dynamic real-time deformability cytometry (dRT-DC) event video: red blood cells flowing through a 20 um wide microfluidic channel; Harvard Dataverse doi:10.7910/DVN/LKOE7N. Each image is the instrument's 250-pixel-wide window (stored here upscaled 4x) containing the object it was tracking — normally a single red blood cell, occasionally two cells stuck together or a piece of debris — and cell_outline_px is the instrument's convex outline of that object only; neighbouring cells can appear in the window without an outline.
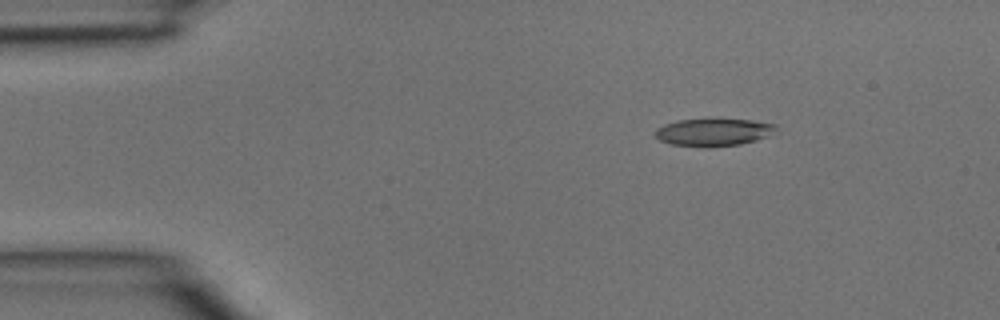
{"species": "common noctule bat (a hibernating species)", "species_latin": "Nyctalus noctula", "temperature_condition": "room temperature", "stored_images_in_passage": 4, "camera_frame_rate_fps": 3000, "um_per_image_px": 0.085, "animal": {"sex": "male", "body_mass_g": 15.6}, "frame": {"image": 1, "passage_image": 2, "time_ms": 0.333, "image_size_px": [1000, 320], "cell_outline_px": [[776, 128], [764, 136], [756, 140], [740, 144], [672, 144], [660, 140], [652, 132], [656, 128], [664, 124], [676, 120], [716, 116], [752, 120], [776, 124]], "centroid_in_image_um": [60.59, 11.13], "position_along_channel_um": 24.4, "area_um2": 19.19}}
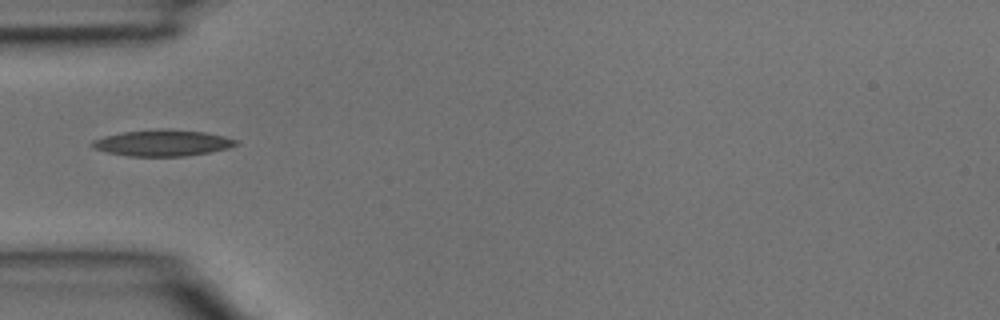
{"frame": {"image": 2, "passage_image": 4, "time_ms": 1.0, "image_size_px": [1000, 320], "cell_outline_px": [[240, 144], [228, 148], [208, 152], [184, 156], [128, 156], [108, 152], [92, 148], [88, 144], [92, 140], [104, 136], [124, 132], [160, 128], [168, 128], [208, 132], [240, 140]], "centroid_in_image_um": [13.83, 12.13], "position_along_channel_um": 71.2, "area_um2": 22.31}}